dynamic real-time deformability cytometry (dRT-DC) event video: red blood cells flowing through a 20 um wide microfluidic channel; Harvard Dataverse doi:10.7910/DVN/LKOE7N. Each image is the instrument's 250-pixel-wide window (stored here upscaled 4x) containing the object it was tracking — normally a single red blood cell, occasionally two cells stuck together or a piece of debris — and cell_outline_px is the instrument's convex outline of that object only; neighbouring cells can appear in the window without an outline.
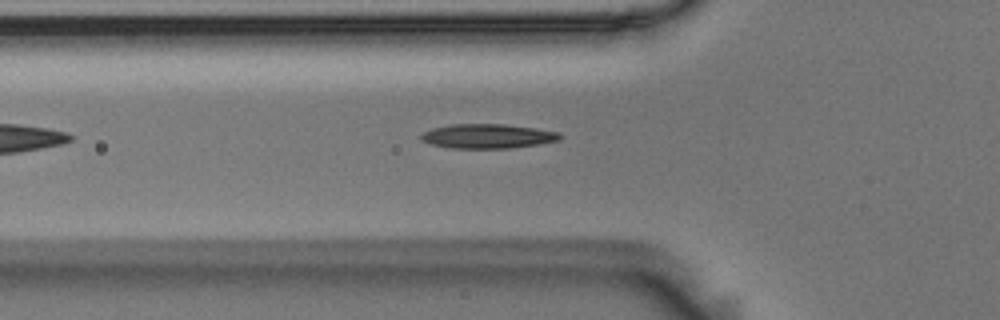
{"species": "Egyptian fruit bat (a non-hibernating species)", "species_latin": "Rousettus aegyptiacus", "temperature_condition": "room temperature", "stored_images_in_passage": 23, "camera_frame_rate_fps": 3000, "um_per_image_px": 0.085, "animal": {"sex": "male"}, "frame": {"image": 1, "passage_image": 2, "time_ms": 0.333, "image_size_px": [1000, 320], "cell_outline_px": [[560, 140], [512, 148], [448, 148], [428, 144], [420, 140], [420, 136], [424, 132], [432, 128], [452, 124], [504, 124], [536, 128], [560, 132]], "centroid_in_image_um": [41.4, 11.57], "position_along_channel_um": 84.4, "area_um2": 19.83}}
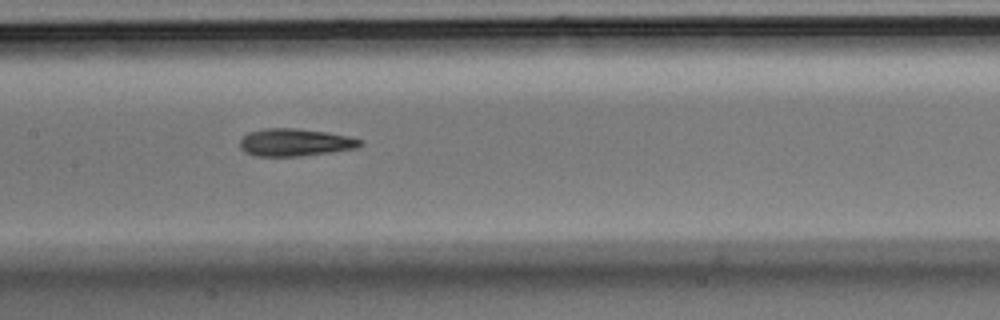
{"frame": {"image": 2, "passage_image": 10, "time_ms": 3.0, "image_size_px": [1000, 320], "cell_outline_px": [[364, 144], [356, 148], [332, 152], [300, 156], [256, 156], [244, 152], [240, 148], [240, 140], [248, 132], [264, 128], [296, 128], [328, 132], [348, 136], [364, 140]], "centroid_in_image_um": [25.09, 12.1], "position_along_channel_um": 182.3, "area_um2": 19.48}}
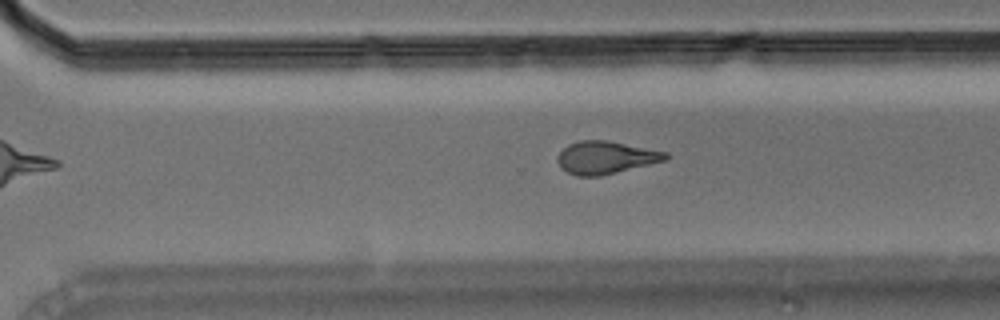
{"frame": {"image": 3, "passage_image": 18, "time_ms": 5.667, "image_size_px": [1000, 320], "cell_outline_px": [[668, 160], [600, 176], [576, 176], [560, 168], [556, 160], [556, 156], [568, 144], [580, 140], [608, 140], [668, 152]], "centroid_in_image_um": [51.48, 13.39], "position_along_channel_um": 319.1, "area_um2": 20.75}}